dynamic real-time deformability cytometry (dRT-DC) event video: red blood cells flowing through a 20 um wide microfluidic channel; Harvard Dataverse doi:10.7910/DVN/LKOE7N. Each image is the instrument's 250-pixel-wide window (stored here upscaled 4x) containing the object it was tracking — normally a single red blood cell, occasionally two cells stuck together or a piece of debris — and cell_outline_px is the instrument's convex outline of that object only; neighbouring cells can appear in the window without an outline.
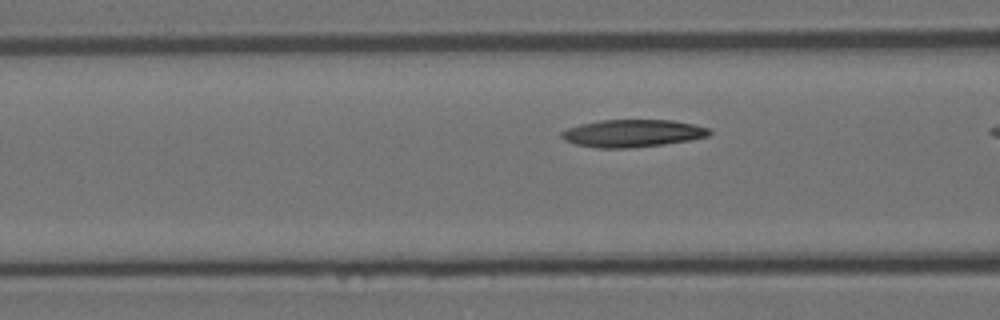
{"species": "Egyptian fruit bat (a non-hibernating species)", "species_latin": "Rousettus aegyptiacus", "temperature_condition": "room temperature", "stored_images_in_passage": 16, "camera_frame_rate_fps": 3000, "um_per_image_px": 0.085, "animal": {"sex": "female"}, "frame": {"image": 1, "passage_image": 14, "time_ms": 4.333, "image_size_px": [1000, 320], "cell_outline_px": [[712, 132], [708, 136], [692, 140], [664, 144], [628, 148], [596, 148], [576, 144], [564, 140], [560, 136], [560, 132], [568, 128], [580, 124], [600, 120], [672, 120], [692, 124], [708, 128]], "centroid_in_image_um": [53.75, 11.33], "position_along_channel_um": 112.8, "area_um2": 23.7}}